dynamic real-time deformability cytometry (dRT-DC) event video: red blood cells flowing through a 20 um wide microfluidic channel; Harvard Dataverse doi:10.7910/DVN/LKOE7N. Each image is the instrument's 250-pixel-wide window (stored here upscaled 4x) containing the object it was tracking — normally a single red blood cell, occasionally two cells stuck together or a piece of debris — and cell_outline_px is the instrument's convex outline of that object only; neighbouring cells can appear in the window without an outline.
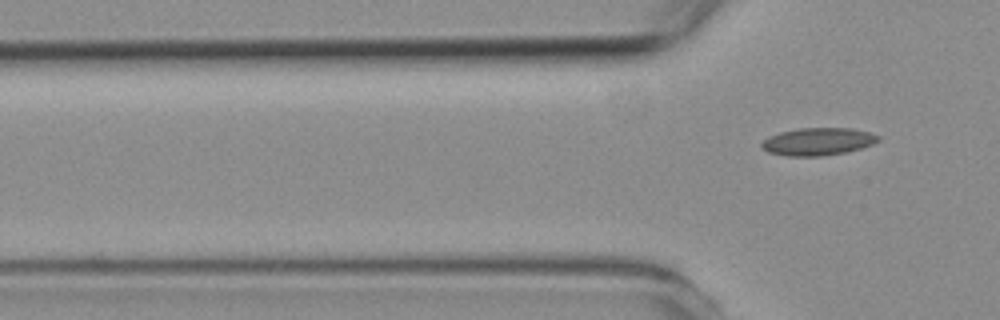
{"species": "common noctule bat (a hibernating species)", "species_latin": "Nyctalus noctula", "temperature_condition": "room temperature", "stored_images_in_passage": 3, "camera_frame_rate_fps": 3000, "um_per_image_px": 0.085, "animal": {"sex": "female", "body_mass_g": 19.3, "forearm_length_mm": 54.1}, "frame": {"image": 1, "passage_image": 3, "time_ms": 2.333, "image_size_px": [1000, 320], "cell_outline_px": [[880, 140], [872, 144], [848, 152], [820, 156], [788, 156], [768, 152], [760, 144], [768, 136], [780, 132], [800, 128], [848, 128], [868, 132], [880, 136]], "centroid_in_image_um": [69.52, 12.03], "position_along_channel_um": 56.3, "area_um2": 18.61}}